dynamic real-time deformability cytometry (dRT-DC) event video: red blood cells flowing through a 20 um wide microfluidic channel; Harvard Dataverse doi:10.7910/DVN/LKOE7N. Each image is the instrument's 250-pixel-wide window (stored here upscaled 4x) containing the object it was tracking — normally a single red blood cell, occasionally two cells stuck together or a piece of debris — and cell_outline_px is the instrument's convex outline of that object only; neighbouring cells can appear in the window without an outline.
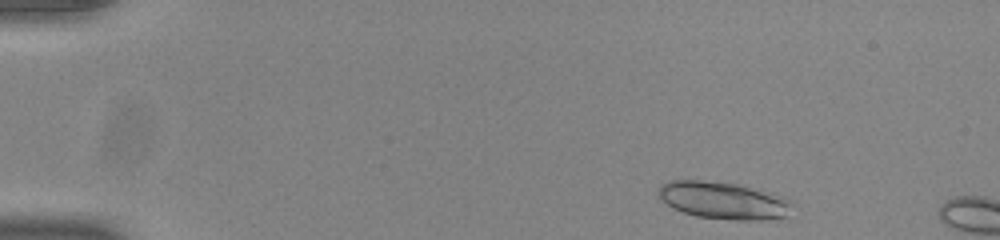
{"species": "common noctule bat (a hibernating species)", "species_latin": "Nyctalus noctula", "temperature_condition": "room temperature", "stored_images_in_passage": 6, "camera_frame_rate_fps": 3000, "um_per_image_px": 0.085, "animal": {"sex": "male", "body_mass_g": 20.0, "forearm_length_mm": 53.3}, "frame": {"image": 1, "passage_image": 2, "time_ms": 0.333, "image_size_px": [1000, 240], "cell_outline_px": [[792, 204], [784, 216], [764, 220], [732, 220], [696, 216], [672, 208], [656, 192], [660, 184], [668, 180], [700, 180], [736, 184], [772, 192], [784, 196]], "centroid_in_image_um": [61.45, 17.02], "position_along_channel_um": 23.6, "area_um2": 28.9}}